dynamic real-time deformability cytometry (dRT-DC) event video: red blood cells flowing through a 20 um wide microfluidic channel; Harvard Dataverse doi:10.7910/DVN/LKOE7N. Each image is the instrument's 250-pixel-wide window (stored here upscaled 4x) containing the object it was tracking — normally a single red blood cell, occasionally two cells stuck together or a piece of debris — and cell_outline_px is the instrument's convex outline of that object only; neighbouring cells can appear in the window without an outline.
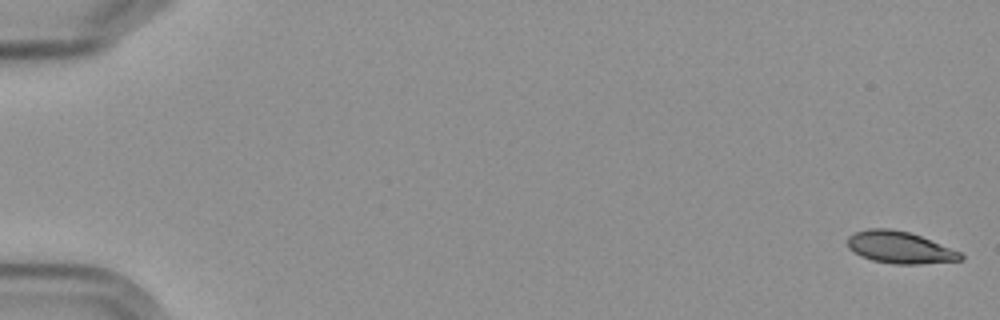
{"species": "Egyptian fruit bat (a non-hibernating species)", "species_latin": "Rousettus aegyptiacus", "temperature_condition": "cold", "stored_images_in_passage": 5, "camera_frame_rate_fps": 3000, "um_per_image_px": 0.085, "frame": {"image": 1, "passage_image": 1, "time_ms": 0.0, "image_size_px": [1000, 320], "cell_outline_px": [[964, 260], [920, 264], [896, 264], [872, 260], [860, 256], [848, 248], [848, 236], [856, 232], [868, 228], [888, 228], [908, 232], [920, 236], [960, 252], [964, 256]], "centroid_in_image_um": [76.47, 21.04], "position_along_channel_um": 8.5, "area_um2": 20.92}}